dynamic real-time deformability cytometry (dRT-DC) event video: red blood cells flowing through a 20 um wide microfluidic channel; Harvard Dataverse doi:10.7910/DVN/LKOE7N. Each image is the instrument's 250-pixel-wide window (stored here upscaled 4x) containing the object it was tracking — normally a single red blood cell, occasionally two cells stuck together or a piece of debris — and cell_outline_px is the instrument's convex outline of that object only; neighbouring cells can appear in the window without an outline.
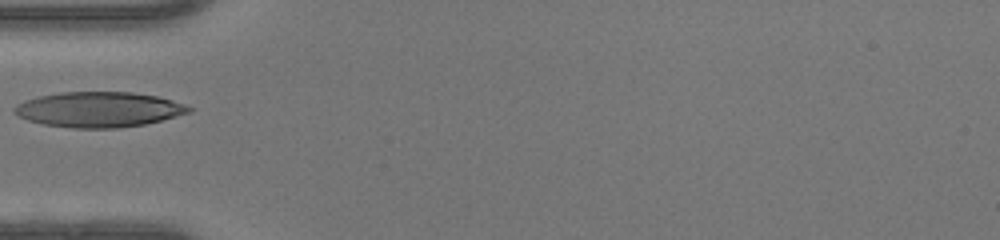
{"species": "human", "species_latin": "Homo sapiens", "temperature_condition": "warm", "stored_images_in_passage": 18, "camera_frame_rate_fps": 3000, "um_per_image_px": 0.085, "donor": {"sex": "female"}, "frame": {"image": 1, "passage_image": 1, "time_ms": 0.0, "image_size_px": [1000, 240], "cell_outline_px": [[192, 112], [144, 124], [116, 128], [72, 128], [44, 124], [28, 120], [12, 112], [12, 108], [16, 104], [24, 100], [40, 96], [60, 92], [132, 92], [156, 96], [172, 100], [184, 104], [192, 108]], "centroid_in_image_um": [8.37, 9.3], "position_along_channel_um": 76.6, "area_um2": 35.78}}
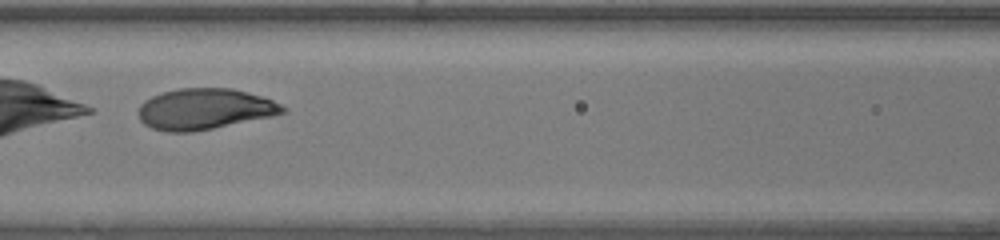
{"frame": {"image": 2, "passage_image": 6, "time_ms": 1.667, "image_size_px": [1000, 240], "cell_outline_px": [[288, 112], [272, 116], [192, 132], [168, 132], [152, 128], [144, 124], [140, 120], [140, 104], [144, 100], [152, 96], [164, 92], [180, 88], [232, 88], [260, 96], [272, 100], [288, 108]], "centroid_in_image_um": [17.4, 9.27], "position_along_channel_um": 149.2, "area_um2": 34.22}}